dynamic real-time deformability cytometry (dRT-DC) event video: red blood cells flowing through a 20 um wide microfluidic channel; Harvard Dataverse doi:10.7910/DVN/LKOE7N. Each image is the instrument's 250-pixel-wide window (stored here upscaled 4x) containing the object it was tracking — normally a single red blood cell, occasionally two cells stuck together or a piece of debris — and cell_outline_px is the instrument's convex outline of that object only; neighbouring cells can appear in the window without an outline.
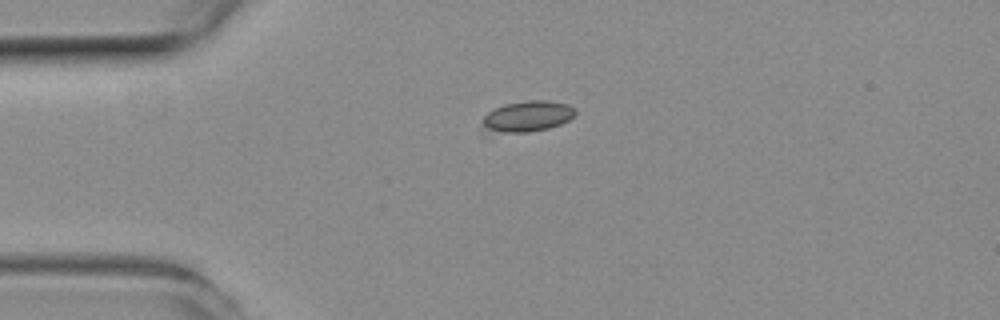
{"species": "common noctule bat (a hibernating species)", "species_latin": "Nyctalus noctula", "temperature_condition": "room temperature", "stored_images_in_passage": 40, "camera_frame_rate_fps": 3000, "um_per_image_px": 0.085, "animal": {"sex": "female", "body_mass_g": 19.3, "forearm_length_mm": 54.1}, "frame": {"image": 1, "passage_image": 1, "time_ms": 0.0, "image_size_px": [1000, 320], "cell_outline_px": [[576, 112], [568, 120], [560, 124], [548, 128], [528, 132], [480, 132], [484, 116], [488, 112], [504, 104], [528, 100], [544, 100], [568, 104], [576, 108]], "centroid_in_image_um": [44.78, 9.9], "position_along_channel_um": 40.2, "area_um2": 16.82}}
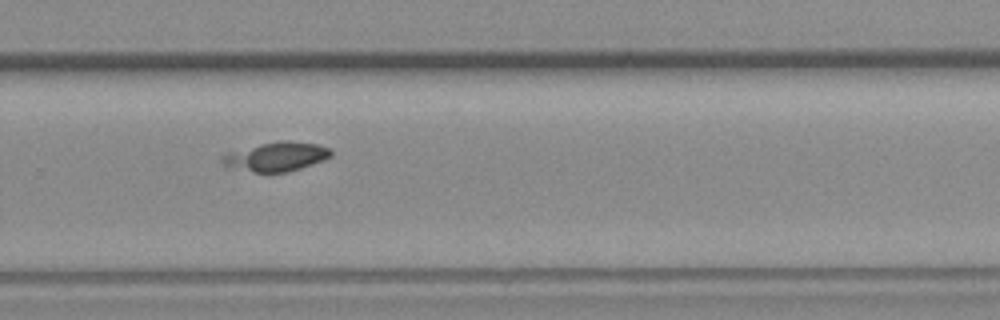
{"frame": {"image": 2, "passage_image": 23, "time_ms": 7.333, "image_size_px": [1000, 320], "cell_outline_px": [[332, 156], [324, 160], [288, 172], [252, 172], [228, 168], [220, 164], [220, 156], [224, 152], [260, 144], [280, 140], [284, 140], [316, 144], [328, 148], [332, 152]], "centroid_in_image_um": [23.38, 13.32], "position_along_channel_um": 306.4, "area_um2": 18.79}}
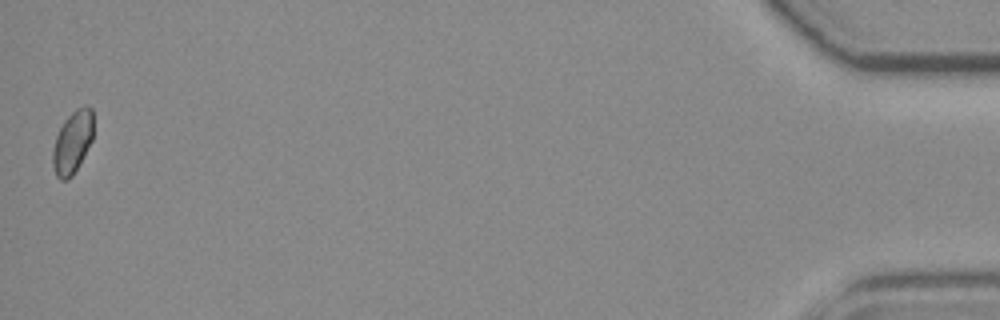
{"frame": {"image": 3, "passage_image": 40, "time_ms": 13.0, "image_size_px": [1000, 320], "cell_outline_px": [[92, 140], [72, 176], [64, 180], [60, 180], [56, 176], [52, 164], [52, 152], [56, 136], [64, 120], [76, 108], [84, 104], [88, 104], [92, 108]], "centroid_in_image_um": [6.15, 12.05], "position_along_channel_um": 429.1, "area_um2": 14.74}}